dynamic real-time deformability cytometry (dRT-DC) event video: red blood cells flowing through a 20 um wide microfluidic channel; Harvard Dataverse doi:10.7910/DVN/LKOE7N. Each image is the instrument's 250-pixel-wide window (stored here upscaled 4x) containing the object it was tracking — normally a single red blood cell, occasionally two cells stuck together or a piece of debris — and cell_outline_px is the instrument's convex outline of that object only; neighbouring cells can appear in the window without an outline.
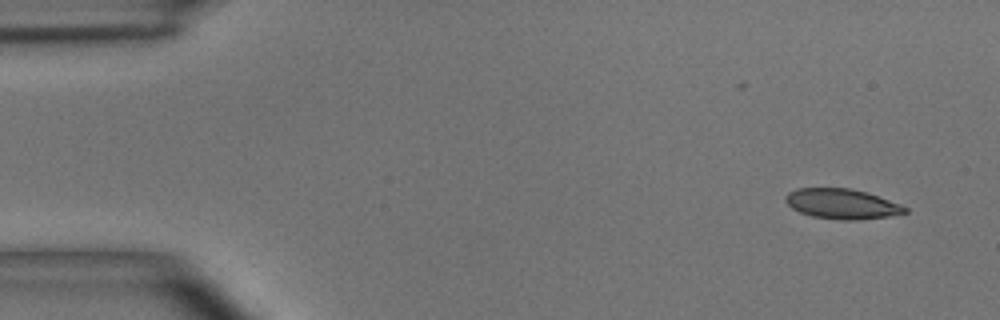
{"species": "common noctule bat (a hibernating species)", "species_latin": "Nyctalus noctula", "temperature_condition": "room temperature", "stored_images_in_passage": 4, "camera_frame_rate_fps": 3000, "um_per_image_px": 0.085, "animal": {"sex": "male", "body_mass_g": 15.6}, "frame": {"image": 1, "passage_image": 1, "time_ms": 0.0, "image_size_px": [1000, 320], "cell_outline_px": [[908, 212], [888, 216], [860, 220], [840, 220], [812, 216], [800, 212], [792, 208], [784, 200], [784, 196], [788, 192], [796, 188], [848, 188], [864, 192], [900, 204], [908, 208]], "centroid_in_image_um": [71.52, 17.33], "position_along_channel_um": 13.5, "area_um2": 20.81}}
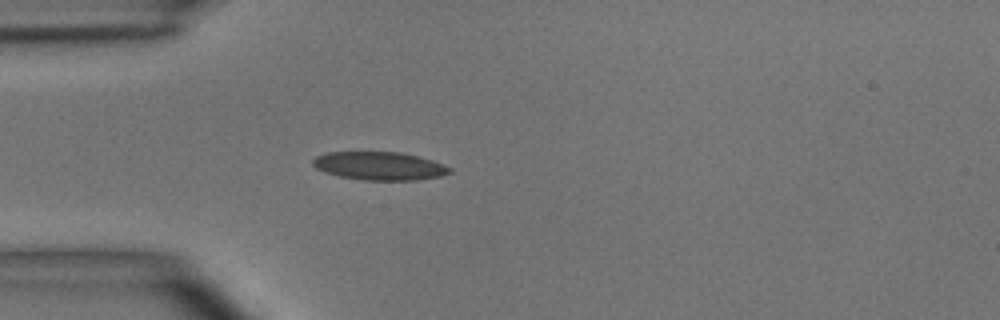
{"frame": {"image": 2, "passage_image": 4, "time_ms": 3.667, "image_size_px": [1000, 320], "cell_outline_px": [[452, 172], [440, 176], [416, 180], [364, 180], [340, 176], [324, 172], [316, 168], [312, 164], [312, 160], [316, 156], [328, 152], [400, 152], [432, 160], [444, 164], [452, 168]], "centroid_in_image_um": [32.26, 14.1], "position_along_channel_um": 52.7, "area_um2": 22.48}}